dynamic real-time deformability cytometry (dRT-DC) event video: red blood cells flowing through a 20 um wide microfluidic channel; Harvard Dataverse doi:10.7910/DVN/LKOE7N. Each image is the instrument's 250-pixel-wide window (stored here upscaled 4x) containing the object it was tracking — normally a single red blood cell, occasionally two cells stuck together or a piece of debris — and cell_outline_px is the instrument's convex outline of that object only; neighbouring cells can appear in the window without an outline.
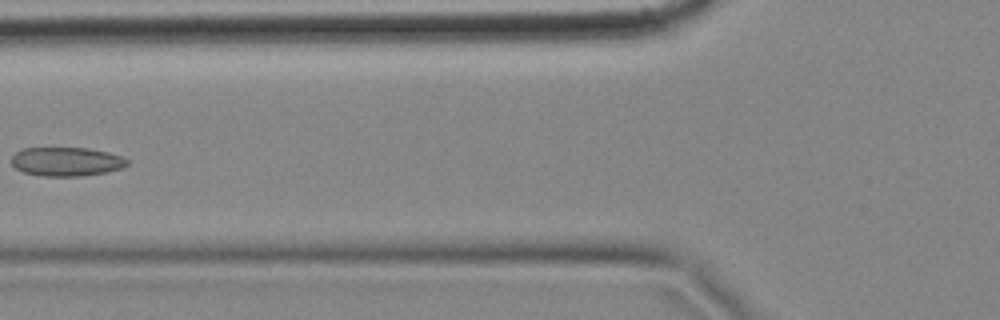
{"species": "common noctule bat (a hibernating species)", "species_latin": "Nyctalus noctula", "temperature_condition": "cold", "stored_images_in_passage": 6, "camera_frame_rate_fps": 3000, "um_per_image_px": 0.085, "animal": {"sex": "female", "body_mass_g": 18.4}, "frame": {"image": 1, "passage_image": 6, "time_ms": 1.667, "image_size_px": [1000, 320], "cell_outline_px": [[128, 164], [120, 168], [104, 172], [80, 176], [44, 176], [24, 172], [16, 168], [12, 164], [12, 156], [16, 152], [24, 148], [88, 148], [108, 152], [120, 156], [128, 160]], "centroid_in_image_um": [5.63, 13.73], "position_along_channel_um": 120.2, "area_um2": 19.25}}